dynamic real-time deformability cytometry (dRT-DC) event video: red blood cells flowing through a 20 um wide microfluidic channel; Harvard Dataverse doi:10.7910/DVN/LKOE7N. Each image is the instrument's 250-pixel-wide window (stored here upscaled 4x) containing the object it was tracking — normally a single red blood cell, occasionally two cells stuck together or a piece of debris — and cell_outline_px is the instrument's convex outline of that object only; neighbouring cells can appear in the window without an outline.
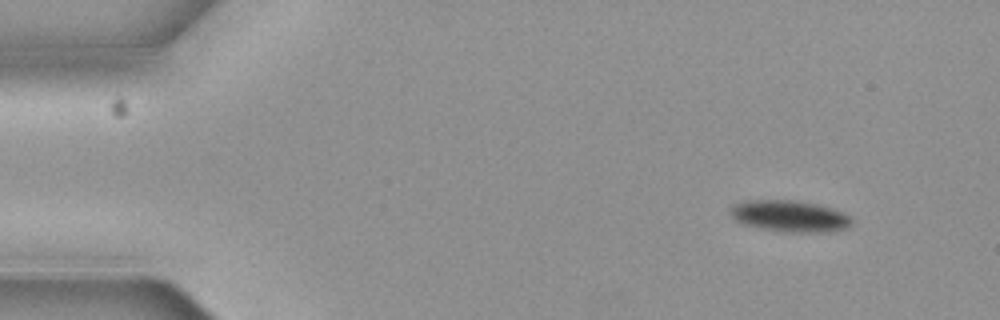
{"species": "common noctule bat (a hibernating species)", "species_latin": "Nyctalus noctula", "temperature_condition": "cold", "stored_images_in_passage": 5, "camera_frame_rate_fps": 3000, "um_per_image_px": 0.085, "animal": {"sex": "female", "body_mass_g": 19.3, "forearm_length_mm": 54.1}, "frame": {"image": 1, "passage_image": 1, "time_ms": 0.0, "image_size_px": [1000, 320], "cell_outline_px": [[852, 224], [844, 228], [804, 232], [768, 228], [744, 224], [736, 220], [732, 216], [732, 208], [736, 204], [748, 200], [796, 200], [820, 204], [832, 208], [852, 216]], "centroid_in_image_um": [67.17, 18.32], "position_along_channel_um": 17.8, "area_um2": 21.33}}
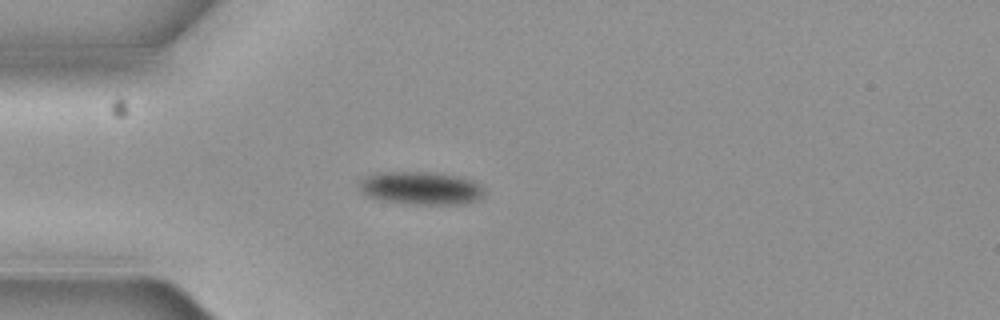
{"frame": {"image": 2, "passage_image": 4, "time_ms": 1.0, "image_size_px": [1000, 320], "cell_outline_px": [[484, 192], [476, 200], [460, 204], [408, 204], [384, 200], [368, 196], [360, 188], [360, 180], [364, 176], [376, 172], [432, 172], [456, 176], [472, 180], [480, 184]], "centroid_in_image_um": [35.75, 15.98], "position_along_channel_um": 49.2, "area_um2": 23.81}}